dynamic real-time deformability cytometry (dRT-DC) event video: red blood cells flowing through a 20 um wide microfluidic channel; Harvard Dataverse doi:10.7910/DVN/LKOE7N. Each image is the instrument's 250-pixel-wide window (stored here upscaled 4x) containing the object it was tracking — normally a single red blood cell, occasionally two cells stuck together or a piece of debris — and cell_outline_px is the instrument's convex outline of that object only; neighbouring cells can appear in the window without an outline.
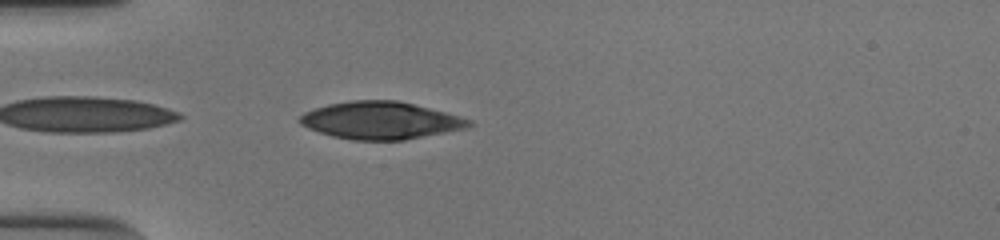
{"species": "human", "species_latin": "Homo sapiens", "temperature_condition": "cold", "stored_images_in_passage": 38, "camera_frame_rate_fps": 3000, "um_per_image_px": 0.085, "donor": {"sex": "male"}, "frame": {"image": 1, "passage_image": 1, "time_ms": 0.0, "image_size_px": [1000, 240], "cell_outline_px": [[472, 124], [468, 128], [404, 140], [352, 140], [332, 136], [308, 128], [300, 124], [296, 120], [304, 112], [328, 104], [352, 100], [396, 100], [460, 116], [472, 120]], "centroid_in_image_um": [32.33, 10.24], "position_along_channel_um": 52.7, "area_um2": 36.76}}
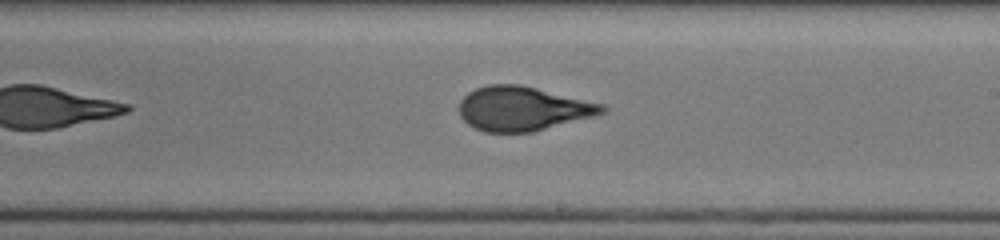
{"frame": {"image": 2, "passage_image": 17, "time_ms": 5.333, "image_size_px": [1000, 240], "cell_outline_px": [[608, 108], [604, 112], [592, 116], [532, 132], [484, 132], [468, 124], [460, 116], [460, 100], [468, 92], [476, 88], [488, 84], [520, 84], [604, 104]], "centroid_in_image_um": [44.41, 9.22], "position_along_channel_um": 244.6, "area_um2": 36.59}}
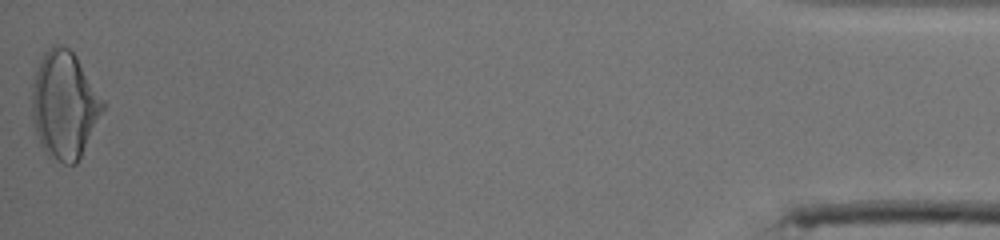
{"frame": {"image": 3, "passage_image": 38, "time_ms": 12.333, "image_size_px": [1000, 240], "cell_outline_px": [[108, 104], [76, 164], [64, 164], [48, 156], [44, 152], [40, 144], [32, 120], [32, 84], [40, 60], [44, 52], [52, 44], [60, 44], [68, 48], [76, 56]], "centroid_in_image_um": [5.49, 8.92], "position_along_channel_um": 429.7, "area_um2": 44.8}, "authors_computed_cell_mechanics": {"area_um2": 37.0209, "velocity_mm_per_s": 3.876, "shape_relaxation_time_tau1_ms": 7.0166, "shape_relaxation_time_tau2_ms": 0.7796, "deformation_change_tau1": 0.2399, "deformation_change_tau2": 0.071}}